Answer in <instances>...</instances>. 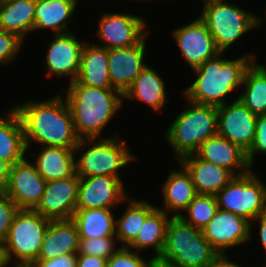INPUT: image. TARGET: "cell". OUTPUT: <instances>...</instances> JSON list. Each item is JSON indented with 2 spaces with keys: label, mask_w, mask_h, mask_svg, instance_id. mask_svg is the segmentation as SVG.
<instances>
[{
  "label": "cell",
  "mask_w": 266,
  "mask_h": 267,
  "mask_svg": "<svg viewBox=\"0 0 266 267\" xmlns=\"http://www.w3.org/2000/svg\"><path fill=\"white\" fill-rule=\"evenodd\" d=\"M62 99L57 94L45 101H30L14 106L23 124L27 149L32 141L68 149L78 145L80 138L74 130L72 111L67 100Z\"/></svg>",
  "instance_id": "cell-1"
},
{
  "label": "cell",
  "mask_w": 266,
  "mask_h": 267,
  "mask_svg": "<svg viewBox=\"0 0 266 267\" xmlns=\"http://www.w3.org/2000/svg\"><path fill=\"white\" fill-rule=\"evenodd\" d=\"M223 52L208 59L193 71L196 79L184 89L186 99L204 105L221 106L226 104L225 97L243 84L246 69L256 60L249 53L234 60L221 58Z\"/></svg>",
  "instance_id": "cell-2"
},
{
  "label": "cell",
  "mask_w": 266,
  "mask_h": 267,
  "mask_svg": "<svg viewBox=\"0 0 266 267\" xmlns=\"http://www.w3.org/2000/svg\"><path fill=\"white\" fill-rule=\"evenodd\" d=\"M66 100L73 115L74 130L82 138L101 137V132L122 106L123 94L116 89H100L78 81L70 82Z\"/></svg>",
  "instance_id": "cell-3"
},
{
  "label": "cell",
  "mask_w": 266,
  "mask_h": 267,
  "mask_svg": "<svg viewBox=\"0 0 266 267\" xmlns=\"http://www.w3.org/2000/svg\"><path fill=\"white\" fill-rule=\"evenodd\" d=\"M187 107L166 130V140L177 155L194 154L209 137L218 134L216 106L198 104L187 99Z\"/></svg>",
  "instance_id": "cell-4"
},
{
  "label": "cell",
  "mask_w": 266,
  "mask_h": 267,
  "mask_svg": "<svg viewBox=\"0 0 266 267\" xmlns=\"http://www.w3.org/2000/svg\"><path fill=\"white\" fill-rule=\"evenodd\" d=\"M218 256L202 230L185 222L180 216L170 217L160 259L176 267H207Z\"/></svg>",
  "instance_id": "cell-5"
},
{
  "label": "cell",
  "mask_w": 266,
  "mask_h": 267,
  "mask_svg": "<svg viewBox=\"0 0 266 267\" xmlns=\"http://www.w3.org/2000/svg\"><path fill=\"white\" fill-rule=\"evenodd\" d=\"M96 139H79L74 148L75 154L80 152L79 150H85L83 155L75 160L77 176H111L120 179L119 170L138 158L128 150L125 140L117 138V135L100 138L99 141Z\"/></svg>",
  "instance_id": "cell-6"
},
{
  "label": "cell",
  "mask_w": 266,
  "mask_h": 267,
  "mask_svg": "<svg viewBox=\"0 0 266 267\" xmlns=\"http://www.w3.org/2000/svg\"><path fill=\"white\" fill-rule=\"evenodd\" d=\"M201 13L200 18L223 53L243 34L262 23L253 13L223 0L204 1Z\"/></svg>",
  "instance_id": "cell-7"
},
{
  "label": "cell",
  "mask_w": 266,
  "mask_h": 267,
  "mask_svg": "<svg viewBox=\"0 0 266 267\" xmlns=\"http://www.w3.org/2000/svg\"><path fill=\"white\" fill-rule=\"evenodd\" d=\"M49 223L50 219L32 209H20L4 242L8 261L34 263Z\"/></svg>",
  "instance_id": "cell-8"
},
{
  "label": "cell",
  "mask_w": 266,
  "mask_h": 267,
  "mask_svg": "<svg viewBox=\"0 0 266 267\" xmlns=\"http://www.w3.org/2000/svg\"><path fill=\"white\" fill-rule=\"evenodd\" d=\"M251 170L235 176L215 196L218 209L253 220L266 212V185Z\"/></svg>",
  "instance_id": "cell-9"
},
{
  "label": "cell",
  "mask_w": 266,
  "mask_h": 267,
  "mask_svg": "<svg viewBox=\"0 0 266 267\" xmlns=\"http://www.w3.org/2000/svg\"><path fill=\"white\" fill-rule=\"evenodd\" d=\"M145 27V20L137 15L105 13L96 33L104 42L102 47L109 50L139 44L149 34Z\"/></svg>",
  "instance_id": "cell-10"
},
{
  "label": "cell",
  "mask_w": 266,
  "mask_h": 267,
  "mask_svg": "<svg viewBox=\"0 0 266 267\" xmlns=\"http://www.w3.org/2000/svg\"><path fill=\"white\" fill-rule=\"evenodd\" d=\"M46 181L35 165L25 158L11 166L7 184L2 191L20 209H34L45 191Z\"/></svg>",
  "instance_id": "cell-11"
},
{
  "label": "cell",
  "mask_w": 266,
  "mask_h": 267,
  "mask_svg": "<svg viewBox=\"0 0 266 267\" xmlns=\"http://www.w3.org/2000/svg\"><path fill=\"white\" fill-rule=\"evenodd\" d=\"M250 230L251 222L246 218L218 209L202 233L219 255H227L226 249L250 240Z\"/></svg>",
  "instance_id": "cell-12"
},
{
  "label": "cell",
  "mask_w": 266,
  "mask_h": 267,
  "mask_svg": "<svg viewBox=\"0 0 266 267\" xmlns=\"http://www.w3.org/2000/svg\"><path fill=\"white\" fill-rule=\"evenodd\" d=\"M171 34L176 40L183 58L193 70L221 53L213 36L200 17L175 29Z\"/></svg>",
  "instance_id": "cell-13"
},
{
  "label": "cell",
  "mask_w": 266,
  "mask_h": 267,
  "mask_svg": "<svg viewBox=\"0 0 266 267\" xmlns=\"http://www.w3.org/2000/svg\"><path fill=\"white\" fill-rule=\"evenodd\" d=\"M218 134L247 152L253 143L257 116L238 98L217 107Z\"/></svg>",
  "instance_id": "cell-14"
},
{
  "label": "cell",
  "mask_w": 266,
  "mask_h": 267,
  "mask_svg": "<svg viewBox=\"0 0 266 267\" xmlns=\"http://www.w3.org/2000/svg\"><path fill=\"white\" fill-rule=\"evenodd\" d=\"M121 179L111 176L79 178L76 209H113L129 198Z\"/></svg>",
  "instance_id": "cell-15"
},
{
  "label": "cell",
  "mask_w": 266,
  "mask_h": 267,
  "mask_svg": "<svg viewBox=\"0 0 266 267\" xmlns=\"http://www.w3.org/2000/svg\"><path fill=\"white\" fill-rule=\"evenodd\" d=\"M79 177L47 181L39 204L33 209L50 220L72 219L77 206Z\"/></svg>",
  "instance_id": "cell-16"
},
{
  "label": "cell",
  "mask_w": 266,
  "mask_h": 267,
  "mask_svg": "<svg viewBox=\"0 0 266 267\" xmlns=\"http://www.w3.org/2000/svg\"><path fill=\"white\" fill-rule=\"evenodd\" d=\"M74 33L54 34L46 54V70L50 76H71L70 82L76 80L79 73L81 54L86 41H79Z\"/></svg>",
  "instance_id": "cell-17"
},
{
  "label": "cell",
  "mask_w": 266,
  "mask_h": 267,
  "mask_svg": "<svg viewBox=\"0 0 266 267\" xmlns=\"http://www.w3.org/2000/svg\"><path fill=\"white\" fill-rule=\"evenodd\" d=\"M145 38L137 45L108 50V70L112 88L120 93L132 84L136 76L145 68Z\"/></svg>",
  "instance_id": "cell-18"
},
{
  "label": "cell",
  "mask_w": 266,
  "mask_h": 267,
  "mask_svg": "<svg viewBox=\"0 0 266 267\" xmlns=\"http://www.w3.org/2000/svg\"><path fill=\"white\" fill-rule=\"evenodd\" d=\"M196 154L207 162L229 170L234 176L244 175L252 170L246 152L219 134L203 142ZM236 169L240 171L237 172Z\"/></svg>",
  "instance_id": "cell-19"
},
{
  "label": "cell",
  "mask_w": 266,
  "mask_h": 267,
  "mask_svg": "<svg viewBox=\"0 0 266 267\" xmlns=\"http://www.w3.org/2000/svg\"><path fill=\"white\" fill-rule=\"evenodd\" d=\"M179 163L190 173L197 194L216 195L235 177L229 170L201 159L196 153L182 157Z\"/></svg>",
  "instance_id": "cell-20"
},
{
  "label": "cell",
  "mask_w": 266,
  "mask_h": 267,
  "mask_svg": "<svg viewBox=\"0 0 266 267\" xmlns=\"http://www.w3.org/2000/svg\"><path fill=\"white\" fill-rule=\"evenodd\" d=\"M79 234L72 219L50 220L37 259H52L64 254H77Z\"/></svg>",
  "instance_id": "cell-21"
},
{
  "label": "cell",
  "mask_w": 266,
  "mask_h": 267,
  "mask_svg": "<svg viewBox=\"0 0 266 267\" xmlns=\"http://www.w3.org/2000/svg\"><path fill=\"white\" fill-rule=\"evenodd\" d=\"M75 81L100 89H113L108 70V49L85 42Z\"/></svg>",
  "instance_id": "cell-22"
},
{
  "label": "cell",
  "mask_w": 266,
  "mask_h": 267,
  "mask_svg": "<svg viewBox=\"0 0 266 267\" xmlns=\"http://www.w3.org/2000/svg\"><path fill=\"white\" fill-rule=\"evenodd\" d=\"M0 117V158L11 166L26 158L24 128L14 107Z\"/></svg>",
  "instance_id": "cell-23"
},
{
  "label": "cell",
  "mask_w": 266,
  "mask_h": 267,
  "mask_svg": "<svg viewBox=\"0 0 266 267\" xmlns=\"http://www.w3.org/2000/svg\"><path fill=\"white\" fill-rule=\"evenodd\" d=\"M36 0H0V30L15 34L23 41L33 31Z\"/></svg>",
  "instance_id": "cell-24"
},
{
  "label": "cell",
  "mask_w": 266,
  "mask_h": 267,
  "mask_svg": "<svg viewBox=\"0 0 266 267\" xmlns=\"http://www.w3.org/2000/svg\"><path fill=\"white\" fill-rule=\"evenodd\" d=\"M78 0H36L34 30L53 29L55 35L71 33L67 24L78 5Z\"/></svg>",
  "instance_id": "cell-25"
},
{
  "label": "cell",
  "mask_w": 266,
  "mask_h": 267,
  "mask_svg": "<svg viewBox=\"0 0 266 267\" xmlns=\"http://www.w3.org/2000/svg\"><path fill=\"white\" fill-rule=\"evenodd\" d=\"M165 81L148 65L136 76L129 88L124 92L123 98L138 99L154 111L161 110L166 102Z\"/></svg>",
  "instance_id": "cell-26"
},
{
  "label": "cell",
  "mask_w": 266,
  "mask_h": 267,
  "mask_svg": "<svg viewBox=\"0 0 266 267\" xmlns=\"http://www.w3.org/2000/svg\"><path fill=\"white\" fill-rule=\"evenodd\" d=\"M38 155L33 164L46 182L66 179L76 173L74 149L43 146Z\"/></svg>",
  "instance_id": "cell-27"
},
{
  "label": "cell",
  "mask_w": 266,
  "mask_h": 267,
  "mask_svg": "<svg viewBox=\"0 0 266 267\" xmlns=\"http://www.w3.org/2000/svg\"><path fill=\"white\" fill-rule=\"evenodd\" d=\"M182 170L170 171L168 178L163 183L162 193L165 211L172 216H179L180 210H185L197 195L192 177L186 168L181 165Z\"/></svg>",
  "instance_id": "cell-28"
},
{
  "label": "cell",
  "mask_w": 266,
  "mask_h": 267,
  "mask_svg": "<svg viewBox=\"0 0 266 267\" xmlns=\"http://www.w3.org/2000/svg\"><path fill=\"white\" fill-rule=\"evenodd\" d=\"M112 209L93 208L76 209L72 216L75 222L79 238L116 237V219Z\"/></svg>",
  "instance_id": "cell-29"
},
{
  "label": "cell",
  "mask_w": 266,
  "mask_h": 267,
  "mask_svg": "<svg viewBox=\"0 0 266 267\" xmlns=\"http://www.w3.org/2000/svg\"><path fill=\"white\" fill-rule=\"evenodd\" d=\"M238 99L256 116L266 115V66L254 60L246 69Z\"/></svg>",
  "instance_id": "cell-30"
},
{
  "label": "cell",
  "mask_w": 266,
  "mask_h": 267,
  "mask_svg": "<svg viewBox=\"0 0 266 267\" xmlns=\"http://www.w3.org/2000/svg\"><path fill=\"white\" fill-rule=\"evenodd\" d=\"M171 215L156 207L145 219L137 237L127 246L136 248L137 252L152 246L156 257H159L165 244L168 221Z\"/></svg>",
  "instance_id": "cell-31"
},
{
  "label": "cell",
  "mask_w": 266,
  "mask_h": 267,
  "mask_svg": "<svg viewBox=\"0 0 266 267\" xmlns=\"http://www.w3.org/2000/svg\"><path fill=\"white\" fill-rule=\"evenodd\" d=\"M137 200L129 199L125 213L116 219L115 236L121 246H128L137 237L146 217L156 208L149 202Z\"/></svg>",
  "instance_id": "cell-32"
},
{
  "label": "cell",
  "mask_w": 266,
  "mask_h": 267,
  "mask_svg": "<svg viewBox=\"0 0 266 267\" xmlns=\"http://www.w3.org/2000/svg\"><path fill=\"white\" fill-rule=\"evenodd\" d=\"M188 216H179L190 225L202 230L218 211L215 195L197 194L194 200L185 209Z\"/></svg>",
  "instance_id": "cell-33"
},
{
  "label": "cell",
  "mask_w": 266,
  "mask_h": 267,
  "mask_svg": "<svg viewBox=\"0 0 266 267\" xmlns=\"http://www.w3.org/2000/svg\"><path fill=\"white\" fill-rule=\"evenodd\" d=\"M116 237L79 239L77 254L93 255L109 259L119 248H115Z\"/></svg>",
  "instance_id": "cell-34"
},
{
  "label": "cell",
  "mask_w": 266,
  "mask_h": 267,
  "mask_svg": "<svg viewBox=\"0 0 266 267\" xmlns=\"http://www.w3.org/2000/svg\"><path fill=\"white\" fill-rule=\"evenodd\" d=\"M138 253L131 251L127 246H120L107 260L106 267H146L149 260H144Z\"/></svg>",
  "instance_id": "cell-35"
},
{
  "label": "cell",
  "mask_w": 266,
  "mask_h": 267,
  "mask_svg": "<svg viewBox=\"0 0 266 267\" xmlns=\"http://www.w3.org/2000/svg\"><path fill=\"white\" fill-rule=\"evenodd\" d=\"M19 210L20 208L12 199L0 192V243L4 244L9 228Z\"/></svg>",
  "instance_id": "cell-36"
},
{
  "label": "cell",
  "mask_w": 266,
  "mask_h": 267,
  "mask_svg": "<svg viewBox=\"0 0 266 267\" xmlns=\"http://www.w3.org/2000/svg\"><path fill=\"white\" fill-rule=\"evenodd\" d=\"M23 43L15 34L0 30V64L16 59Z\"/></svg>",
  "instance_id": "cell-37"
},
{
  "label": "cell",
  "mask_w": 266,
  "mask_h": 267,
  "mask_svg": "<svg viewBox=\"0 0 266 267\" xmlns=\"http://www.w3.org/2000/svg\"><path fill=\"white\" fill-rule=\"evenodd\" d=\"M256 153L266 154V115L257 116L254 140L246 152L247 161L251 167Z\"/></svg>",
  "instance_id": "cell-38"
},
{
  "label": "cell",
  "mask_w": 266,
  "mask_h": 267,
  "mask_svg": "<svg viewBox=\"0 0 266 267\" xmlns=\"http://www.w3.org/2000/svg\"><path fill=\"white\" fill-rule=\"evenodd\" d=\"M77 254H64L52 259H37L34 267H76Z\"/></svg>",
  "instance_id": "cell-39"
},
{
  "label": "cell",
  "mask_w": 266,
  "mask_h": 267,
  "mask_svg": "<svg viewBox=\"0 0 266 267\" xmlns=\"http://www.w3.org/2000/svg\"><path fill=\"white\" fill-rule=\"evenodd\" d=\"M107 259L102 257L77 254L76 267H106Z\"/></svg>",
  "instance_id": "cell-40"
},
{
  "label": "cell",
  "mask_w": 266,
  "mask_h": 267,
  "mask_svg": "<svg viewBox=\"0 0 266 267\" xmlns=\"http://www.w3.org/2000/svg\"><path fill=\"white\" fill-rule=\"evenodd\" d=\"M11 165L0 158V192H2L7 184Z\"/></svg>",
  "instance_id": "cell-41"
},
{
  "label": "cell",
  "mask_w": 266,
  "mask_h": 267,
  "mask_svg": "<svg viewBox=\"0 0 266 267\" xmlns=\"http://www.w3.org/2000/svg\"><path fill=\"white\" fill-rule=\"evenodd\" d=\"M254 221L259 222L258 224H259L260 239L262 242L261 244H263L264 250L266 252V212L260 214L257 218L253 220V222Z\"/></svg>",
  "instance_id": "cell-42"
},
{
  "label": "cell",
  "mask_w": 266,
  "mask_h": 267,
  "mask_svg": "<svg viewBox=\"0 0 266 267\" xmlns=\"http://www.w3.org/2000/svg\"><path fill=\"white\" fill-rule=\"evenodd\" d=\"M207 267H240V266L234 262L229 261L227 255H219Z\"/></svg>",
  "instance_id": "cell-43"
},
{
  "label": "cell",
  "mask_w": 266,
  "mask_h": 267,
  "mask_svg": "<svg viewBox=\"0 0 266 267\" xmlns=\"http://www.w3.org/2000/svg\"><path fill=\"white\" fill-rule=\"evenodd\" d=\"M146 267H176V266L169 261H165L155 256L148 261Z\"/></svg>",
  "instance_id": "cell-44"
},
{
  "label": "cell",
  "mask_w": 266,
  "mask_h": 267,
  "mask_svg": "<svg viewBox=\"0 0 266 267\" xmlns=\"http://www.w3.org/2000/svg\"><path fill=\"white\" fill-rule=\"evenodd\" d=\"M8 262L6 249L4 244L0 243V267H3Z\"/></svg>",
  "instance_id": "cell-45"
},
{
  "label": "cell",
  "mask_w": 266,
  "mask_h": 267,
  "mask_svg": "<svg viewBox=\"0 0 266 267\" xmlns=\"http://www.w3.org/2000/svg\"><path fill=\"white\" fill-rule=\"evenodd\" d=\"M16 266L14 267H33V263L28 262H15ZM10 261H8L3 267H9Z\"/></svg>",
  "instance_id": "cell-46"
}]
</instances>
